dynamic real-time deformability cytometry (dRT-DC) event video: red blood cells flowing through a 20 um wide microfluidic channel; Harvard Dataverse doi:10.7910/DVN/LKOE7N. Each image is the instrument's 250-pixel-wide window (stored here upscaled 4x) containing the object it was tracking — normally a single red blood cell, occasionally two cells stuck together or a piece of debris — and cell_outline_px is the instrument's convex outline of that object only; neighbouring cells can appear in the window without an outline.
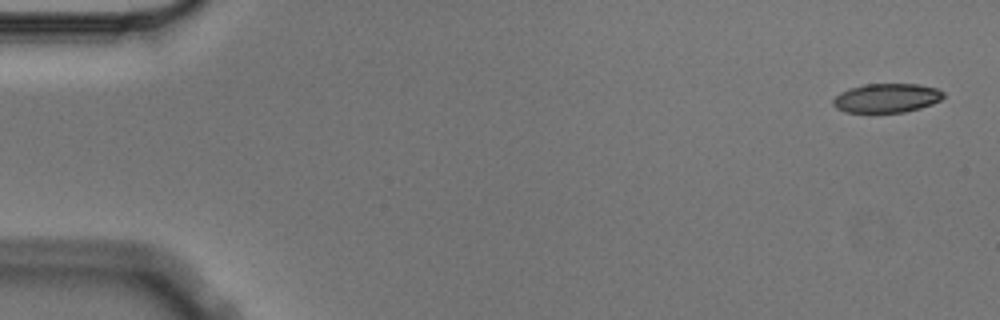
{"species": "Egyptian fruit bat (a non-hibernating species)", "species_latin": "Rousettus aegyptiacus", "temperature_condition": "cold", "stored_images_in_passage": 5, "camera_frame_rate_fps": 3000, "um_per_image_px": 0.085, "animal": {"sex": "male"}, "frame": {"image": 1, "passage_image": 1, "time_ms": 0.0, "image_size_px": [1000, 320], "cell_outline_px": [[944, 96], [940, 100], [932, 104], [920, 108], [904, 112], [844, 112], [836, 108], [832, 104], [832, 100], [840, 92], [848, 88], [864, 84], [920, 84], [936, 88], [944, 92]], "centroid_in_image_um": [75.35, 8.32], "position_along_channel_um": 9.7, "area_um2": 18.79}}
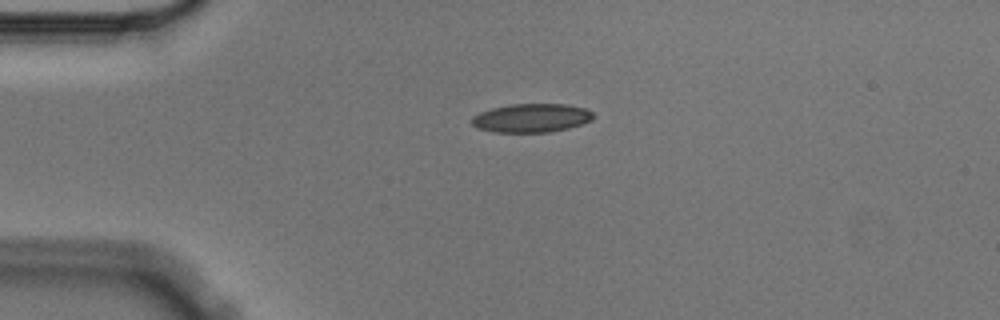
{"frame": {"image": 2, "passage_image": 4, "time_ms": 1.0, "image_size_px": [1000, 320], "cell_outline_px": [[596, 116], [592, 120], [568, 128], [548, 132], [492, 132], [476, 128], [472, 124], [472, 116], [480, 112], [492, 108], [508, 104], [568, 104], [588, 108]], "centroid_in_image_um": [45.18, 10.02], "position_along_channel_um": 39.8, "area_um2": 20.52}}